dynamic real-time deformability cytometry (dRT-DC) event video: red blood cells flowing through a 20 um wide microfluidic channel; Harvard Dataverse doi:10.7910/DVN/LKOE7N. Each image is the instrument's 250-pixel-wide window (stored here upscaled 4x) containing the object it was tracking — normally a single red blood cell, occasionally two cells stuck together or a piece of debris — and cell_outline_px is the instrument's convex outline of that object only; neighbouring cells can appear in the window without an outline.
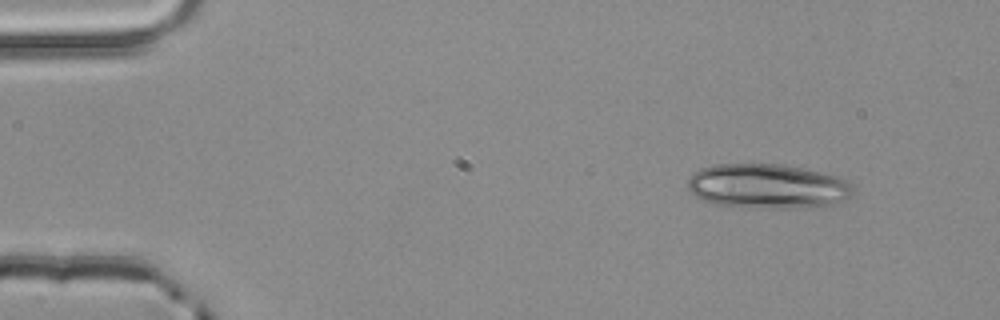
{"species": "common noctule bat (a hibernating species)", "species_latin": "Nyctalus noctula", "temperature_condition": "room temperature", "stored_images_in_passage": 2, "camera_frame_rate_fps": 3000, "um_per_image_px": 0.085, "animal": {"sex": "male", "body_mass_g": 20.4}, "frame": {"image": 1, "passage_image": 1, "time_ms": 0.0, "image_size_px": [1000, 320], "cell_outline_px": [[856, 192], [852, 196], [844, 200], [828, 204], [800, 208], [760, 208], [712, 204], [696, 196], [688, 188], [688, 180], [692, 172], [700, 168], [716, 164], [784, 164], [840, 176], [852, 184]], "centroid_in_image_um": [65.26, 15.82], "position_along_channel_um": 19.7, "area_um2": 43.35}}